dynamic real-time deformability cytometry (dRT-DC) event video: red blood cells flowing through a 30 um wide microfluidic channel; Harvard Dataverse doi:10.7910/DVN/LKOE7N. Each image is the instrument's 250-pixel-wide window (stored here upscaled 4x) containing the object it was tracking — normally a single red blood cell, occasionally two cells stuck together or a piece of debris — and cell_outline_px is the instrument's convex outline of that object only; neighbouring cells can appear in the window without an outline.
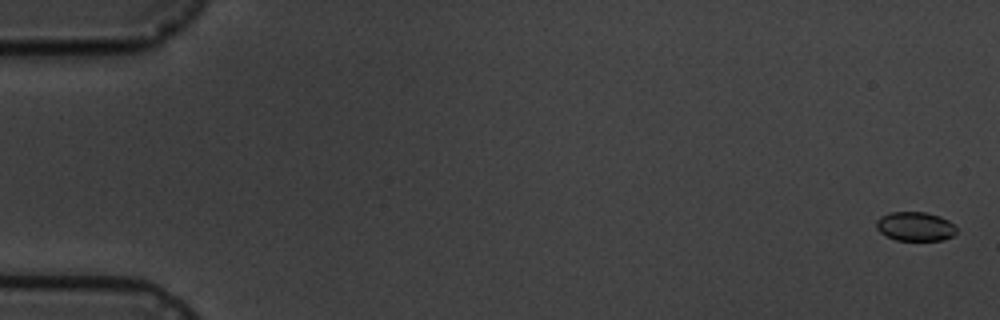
{"species": "common noctule bat (a hibernating species)", "species_latin": "Nyctalus noctula", "temperature_condition": "cold", "stored_images_in_passage": 2, "camera_frame_rate_fps": 3000, "um_per_image_px": 0.085, "animal": {"sex": "male", "body_mass_g": 19.5, "forearm_length_mm": 54.6}, "frame": {"image": 1, "passage_image": 1, "time_ms": 0.0, "image_size_px": [1000, 320], "cell_outline_px": [[956, 232], [952, 236], [944, 240], [896, 240], [880, 232], [876, 228], [876, 220], [880, 216], [892, 212], [924, 212], [940, 216], [948, 220], [956, 228]], "centroid_in_image_um": [77.78, 19.24], "position_along_channel_um": 7.2, "area_um2": 13.53}}